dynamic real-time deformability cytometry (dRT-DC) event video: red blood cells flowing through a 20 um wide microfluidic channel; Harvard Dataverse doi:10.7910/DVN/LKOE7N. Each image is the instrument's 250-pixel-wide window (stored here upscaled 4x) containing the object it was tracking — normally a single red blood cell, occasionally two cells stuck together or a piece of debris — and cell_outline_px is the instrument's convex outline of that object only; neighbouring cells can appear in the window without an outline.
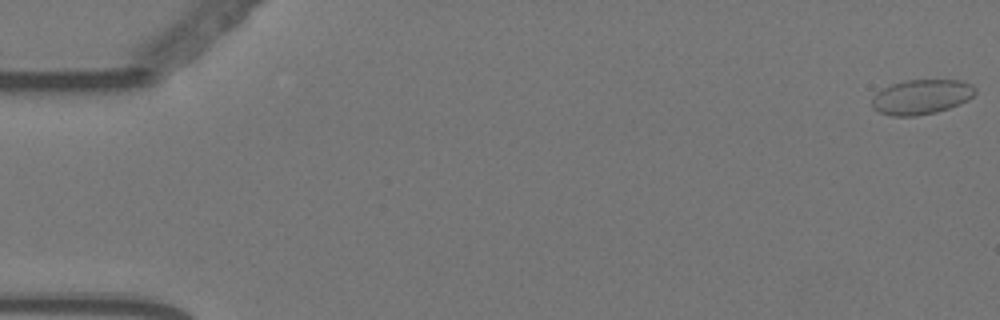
{"species": "Egyptian fruit bat (a non-hibernating species)", "species_latin": "Rousettus aegyptiacus", "temperature_condition": "warm", "stored_images_in_passage": 57, "camera_frame_rate_fps": 3000, "um_per_image_px": 0.085, "animal": {"sex": "female"}, "frame": {"image": 1, "passage_image": 1, "time_ms": 0.0, "image_size_px": [1000, 320], "cell_outline_px": [[976, 92], [968, 100], [960, 104], [936, 112], [916, 116], [892, 116], [880, 112], [872, 108], [872, 100], [876, 92], [892, 84], [904, 80], [960, 80], [972, 84], [976, 88]], "centroid_in_image_um": [78.33, 8.23], "position_along_channel_um": 6.7, "area_um2": 20.98}}
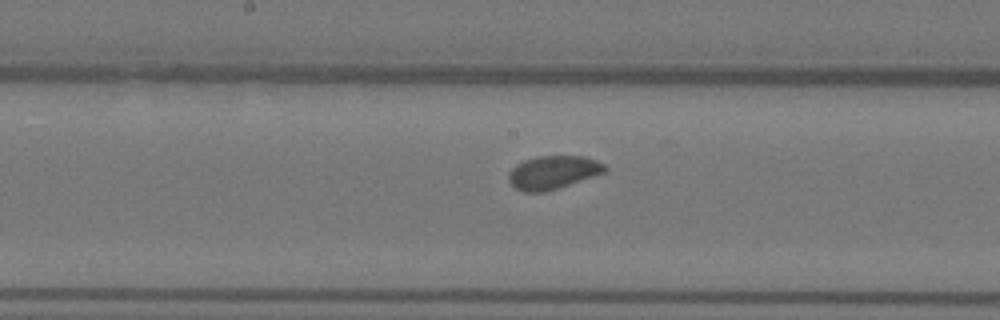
{"frame": {"image": 2, "passage_image": 30, "time_ms": 9.667, "image_size_px": [1000, 320], "cell_outline_px": [[608, 168], [604, 172], [544, 192], [524, 192], [516, 188], [508, 180], [508, 172], [516, 164], [524, 160], [536, 156], [584, 156], [596, 160], [604, 164]], "centroid_in_image_um": [46.96, 14.63], "position_along_channel_um": 201.2, "area_um2": 18.44}}
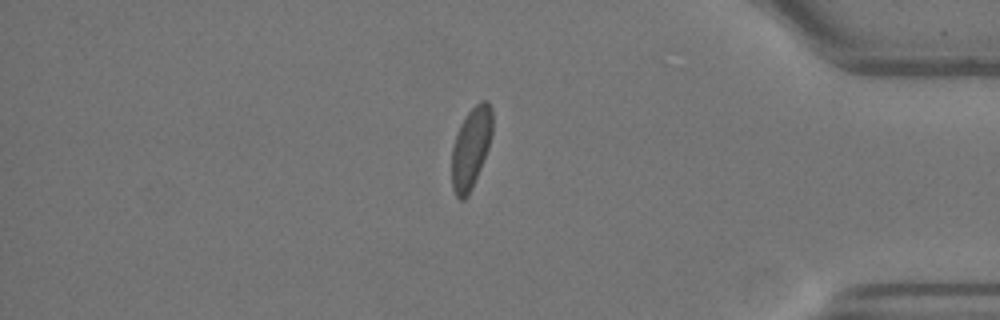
{"frame": {"image": 3, "passage_image": 49, "time_ms": 16.0, "image_size_px": [1000, 320], "cell_outline_px": [[492, 132], [488, 148], [472, 188], [468, 196], [464, 200], [460, 200], [456, 196], [452, 188], [452, 148], [456, 132], [460, 124], [468, 112], [480, 100], [488, 100], [492, 108]], "centroid_in_image_um": [40.02, 12.56], "position_along_channel_um": 395.2, "area_um2": 19.25}}